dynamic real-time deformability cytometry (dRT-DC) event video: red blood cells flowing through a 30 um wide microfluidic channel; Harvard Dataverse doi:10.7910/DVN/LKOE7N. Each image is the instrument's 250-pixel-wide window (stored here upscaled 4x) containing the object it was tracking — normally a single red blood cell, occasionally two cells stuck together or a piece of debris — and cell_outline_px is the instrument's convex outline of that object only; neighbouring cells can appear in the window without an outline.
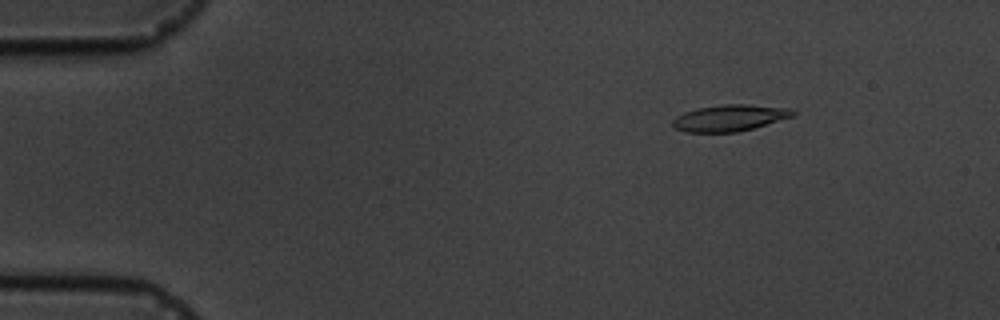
{"species": "common noctule bat (a hibernating species)", "species_latin": "Nyctalus noctula", "temperature_condition": "cold", "stored_images_in_passage": 5, "camera_frame_rate_fps": 3000, "um_per_image_px": 0.085, "animal": {"sex": "male", "body_mass_g": 19.5, "forearm_length_mm": 54.6}, "frame": {"image": 1, "passage_image": 2, "time_ms": 2.0, "image_size_px": [1000, 320], "cell_outline_px": [[796, 112], [792, 116], [752, 128], [736, 132], [684, 132], [676, 128], [672, 124], [672, 120], [676, 116], [684, 112], [696, 108], [724, 104], [748, 104], [792, 108]], "centroid_in_image_um": [61.99, 10.01], "position_along_channel_um": 23.0, "area_um2": 18.44}}